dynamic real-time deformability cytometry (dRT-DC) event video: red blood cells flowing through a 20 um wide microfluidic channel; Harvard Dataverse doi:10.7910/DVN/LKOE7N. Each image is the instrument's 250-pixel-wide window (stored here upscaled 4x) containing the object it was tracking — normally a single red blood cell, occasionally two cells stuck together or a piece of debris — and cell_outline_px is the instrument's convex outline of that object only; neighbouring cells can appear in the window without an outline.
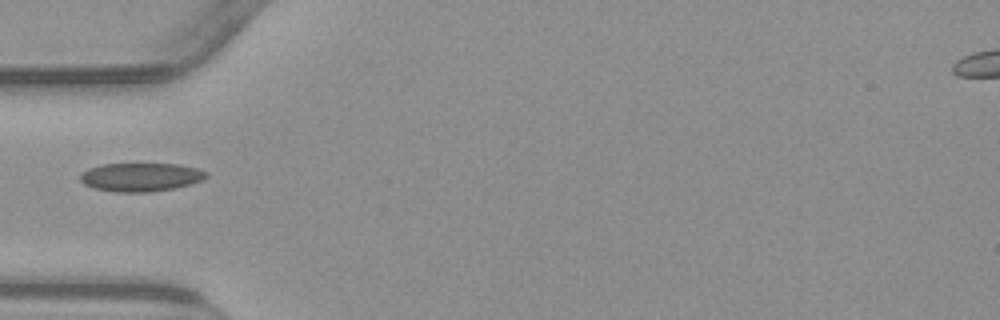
{"species": "common noctule bat (a hibernating species)", "species_latin": "Nyctalus noctula", "temperature_condition": "warm", "stored_images_in_passage": 37, "camera_frame_rate_fps": 3000, "um_per_image_px": 0.085, "animal": {"sex": "male", "body_mass_g": 23.1, "forearm_length_mm": 52.7}, "frame": {"image": 1, "passage_image": 1, "time_ms": 0.0, "image_size_px": [1000, 320], "cell_outline_px": [[208, 176], [204, 180], [192, 184], [176, 188], [148, 192], [116, 192], [96, 188], [84, 184], [80, 180], [80, 176], [88, 168], [100, 164], [180, 164], [196, 168], [208, 172]], "centroid_in_image_um": [12.01, 15.05], "position_along_channel_um": 73.0, "area_um2": 21.04}}
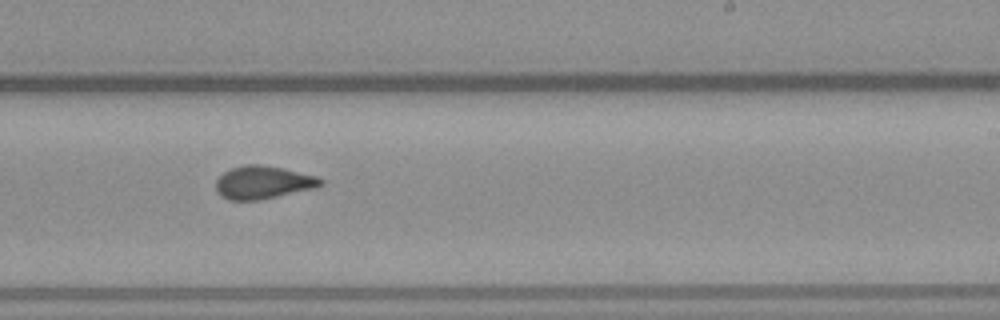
{"frame": {"image": 2, "passage_image": 16, "time_ms": 5.0, "image_size_px": [1000, 320], "cell_outline_px": [[324, 184], [316, 188], [260, 200], [228, 200], [216, 192], [216, 180], [224, 172], [232, 168], [244, 164], [260, 164], [284, 168], [316, 176], [324, 180]], "centroid_in_image_um": [22.38, 15.5], "position_along_channel_um": 266.6, "area_um2": 20.29}}
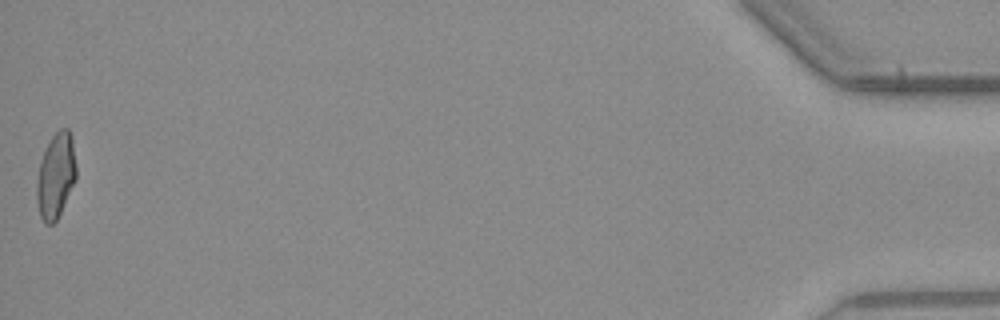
{"frame": {"image": 3, "passage_image": 37, "time_ms": 12.0, "image_size_px": [1000, 320], "cell_outline_px": [[76, 180], [56, 220], [52, 224], [44, 224], [40, 216], [36, 200], [36, 188], [40, 164], [44, 152], [52, 136], [60, 128], [68, 128], [72, 136], [76, 164]], "centroid_in_image_um": [4.75, 14.94], "position_along_channel_um": 430.4, "area_um2": 19.48}}